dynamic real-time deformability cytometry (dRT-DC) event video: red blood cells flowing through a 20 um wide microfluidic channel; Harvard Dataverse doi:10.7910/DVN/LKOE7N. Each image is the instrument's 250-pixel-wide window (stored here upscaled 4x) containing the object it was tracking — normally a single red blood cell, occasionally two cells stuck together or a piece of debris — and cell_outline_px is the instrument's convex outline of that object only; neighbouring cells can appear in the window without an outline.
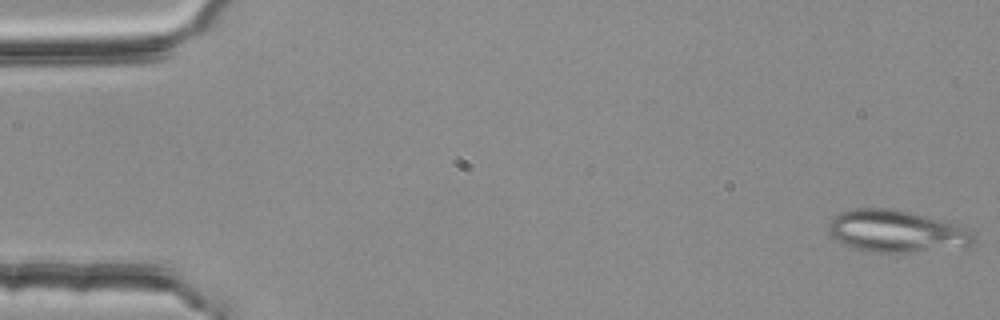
{"species": "common noctule bat (a hibernating species)", "species_latin": "Nyctalus noctula", "temperature_condition": "room temperature", "stored_images_in_passage": 53, "segment_of_instrument_passage": [1, 2], "camera_frame_rate_fps": 3000, "um_per_image_px": 0.085, "animal": {"sex": "female", "body_mass_g": 25.1}, "frame": {"image": 1, "passage_image": 1, "time_ms": 0.0, "image_size_px": [1000, 320], "cell_outline_px": [[976, 244], [972, 248], [912, 252], [876, 252], [852, 248], [828, 236], [828, 224], [832, 216], [840, 212], [852, 208], [892, 208], [956, 224], [972, 232], [976, 240]], "centroid_in_image_um": [76.21, 19.68], "position_along_channel_um": 8.8, "area_um2": 36.24}}